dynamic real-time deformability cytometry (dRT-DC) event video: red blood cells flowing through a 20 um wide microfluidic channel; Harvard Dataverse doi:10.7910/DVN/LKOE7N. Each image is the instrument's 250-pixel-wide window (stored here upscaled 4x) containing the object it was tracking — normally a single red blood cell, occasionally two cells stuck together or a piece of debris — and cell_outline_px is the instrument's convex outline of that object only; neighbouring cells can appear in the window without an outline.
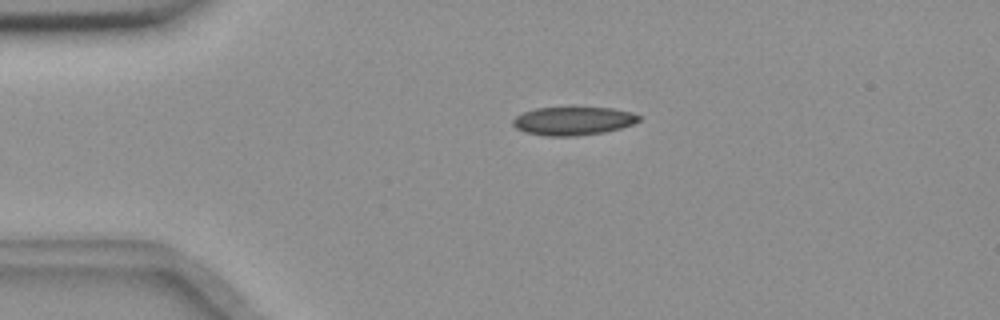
{"species": "common noctule bat (a hibernating species)", "species_latin": "Nyctalus noctula", "temperature_condition": "room temperature", "stored_images_in_passage": 38, "camera_frame_rate_fps": 3000, "um_per_image_px": 0.085, "animal": {"sex": "female", "body_mass_g": 18.4}, "frame": {"image": 1, "passage_image": 2, "time_ms": 0.333, "image_size_px": [1000, 320], "cell_outline_px": [[640, 120], [632, 124], [620, 128], [604, 132], [576, 136], [548, 136], [524, 132], [516, 128], [512, 124], [512, 120], [516, 116], [524, 112], [536, 108], [572, 104], [612, 108], [632, 112], [640, 116]], "centroid_in_image_um": [48.71, 10.22], "position_along_channel_um": 36.3, "area_um2": 21.79}}
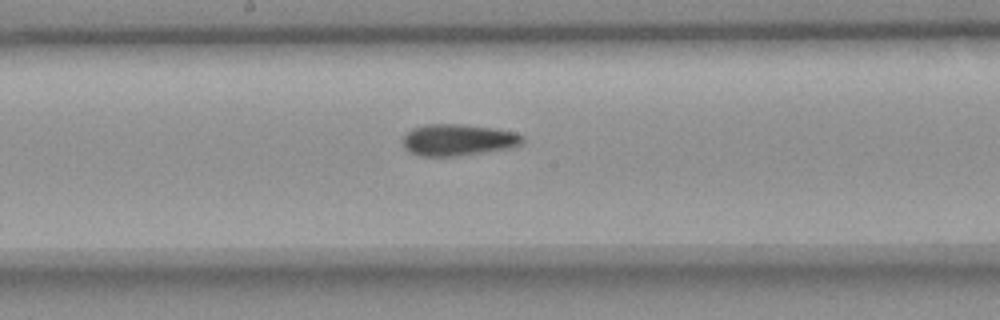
{"frame": {"image": 2, "passage_image": 19, "time_ms": 6.0, "image_size_px": [1000, 320], "cell_outline_px": [[524, 140], [516, 148], [460, 156], [420, 156], [408, 152], [404, 148], [400, 140], [412, 128], [428, 124], [464, 124], [492, 128], [516, 132], [524, 136]], "centroid_in_image_um": [38.95, 11.91], "position_along_channel_um": 209.3, "area_um2": 22.54}}
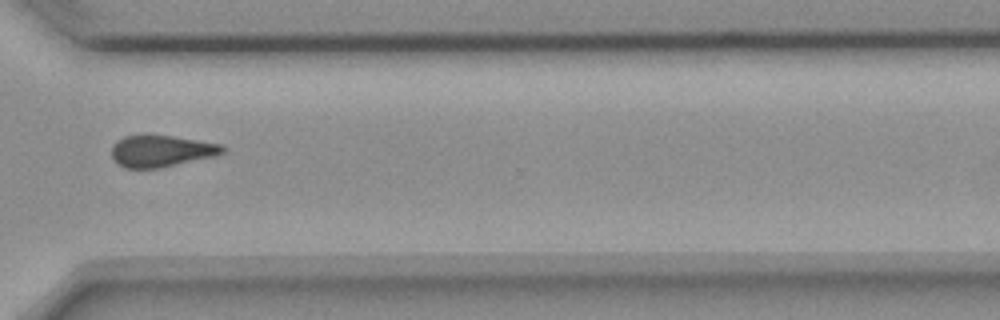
{"frame": {"image": 3, "passage_image": 31, "time_ms": 10.0, "image_size_px": [1000, 320], "cell_outline_px": [[224, 152], [216, 156], [160, 168], [124, 168], [116, 164], [112, 156], [112, 148], [124, 136], [172, 136], [220, 144], [224, 148]], "centroid_in_image_um": [13.71, 12.87], "position_along_channel_um": 356.9, "area_um2": 20.11}, "authors_computed_cell_mechanics": {"area_um2": 21.4149, "velocity_mm_per_s": 3.6778, "shape_relaxation_time_tau1_ms": 10.2778, "shape_relaxation_time_tau2_ms": 4.7218, "deformation_change_tau1": 0.1795, "deformation_change_tau2": 0.1161}}